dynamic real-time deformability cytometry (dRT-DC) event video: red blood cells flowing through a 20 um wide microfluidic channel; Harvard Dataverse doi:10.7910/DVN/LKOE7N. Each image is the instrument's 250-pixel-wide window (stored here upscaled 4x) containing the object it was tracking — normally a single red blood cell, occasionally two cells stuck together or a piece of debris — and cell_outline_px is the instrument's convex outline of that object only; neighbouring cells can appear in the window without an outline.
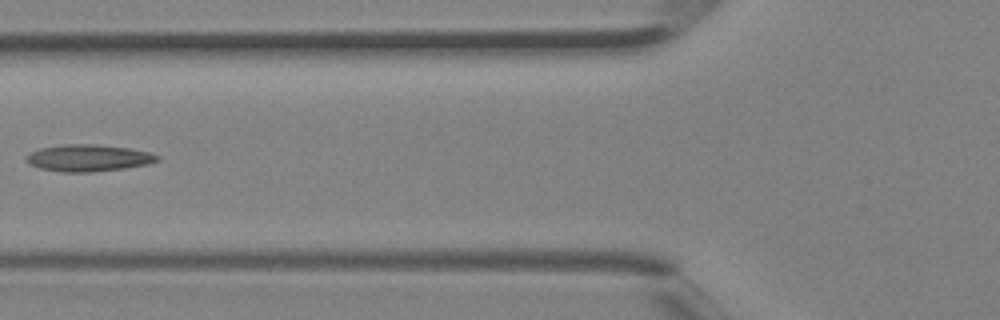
{"species": "Egyptian fruit bat (a non-hibernating species)", "species_latin": "Rousettus aegyptiacus", "temperature_condition": "room temperature", "stored_images_in_passage": 5, "camera_frame_rate_fps": 3000, "um_per_image_px": 0.085, "animal": {"sex": "female"}, "frame": {"image": 1, "passage_image": 5, "time_ms": 1.333, "image_size_px": [1000, 320], "cell_outline_px": [[160, 160], [148, 164], [124, 168], [92, 172], [60, 172], [40, 168], [28, 164], [24, 160], [24, 156], [28, 152], [40, 148], [60, 144], [96, 144], [128, 148], [148, 152], [160, 156]], "centroid_in_image_um": [7.44, 13.42], "position_along_channel_um": 118.4, "area_um2": 20.75}}